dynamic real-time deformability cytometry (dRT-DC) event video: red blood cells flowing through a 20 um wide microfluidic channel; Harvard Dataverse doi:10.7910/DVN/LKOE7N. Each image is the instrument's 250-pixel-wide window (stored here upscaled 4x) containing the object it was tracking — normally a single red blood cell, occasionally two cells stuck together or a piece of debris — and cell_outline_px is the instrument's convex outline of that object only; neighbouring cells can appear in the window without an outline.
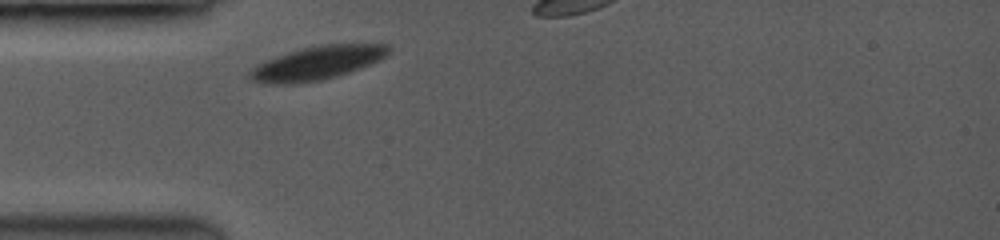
{"species": "common noctule bat (a hibernating species)", "species_latin": "Nyctalus noctula", "temperature_condition": "room temperature", "stored_images_in_passage": 8, "camera_frame_rate_fps": 3500, "um_per_image_px": 0.085, "animal": {"sex": "female", "body_mass_g": 19.0, "forearm_length_mm": 53.3}, "frame": {"image": 1, "passage_image": 1, "time_ms": 0.0, "image_size_px": [1000, 240], "cell_outline_px": [[392, 52], [368, 64], [348, 72], [320, 80], [252, 80], [244, 76], [252, 68], [264, 60], [300, 48], [320, 44], [392, 44]], "centroid_in_image_um": [27.04, 5.26], "position_along_channel_um": 58.0, "area_um2": 25.78}}